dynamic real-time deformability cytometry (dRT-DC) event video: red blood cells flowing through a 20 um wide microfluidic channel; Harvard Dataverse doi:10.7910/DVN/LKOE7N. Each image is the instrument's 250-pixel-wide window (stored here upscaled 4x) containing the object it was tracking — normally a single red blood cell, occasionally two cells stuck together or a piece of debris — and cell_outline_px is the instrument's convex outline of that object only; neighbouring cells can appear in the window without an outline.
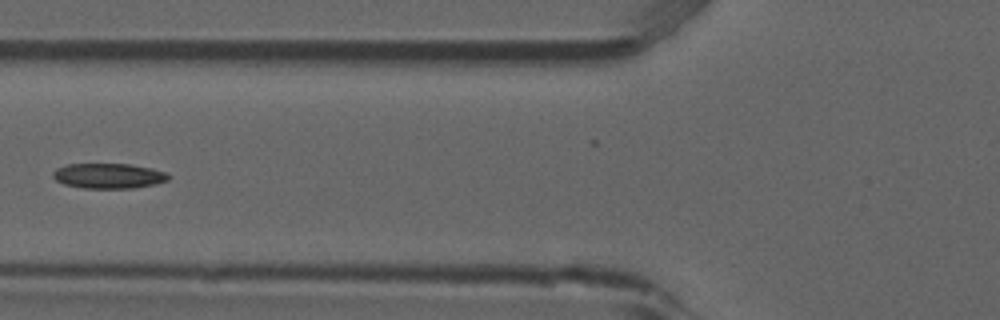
{"species": "common noctule bat (a hibernating species)", "species_latin": "Nyctalus noctula", "temperature_condition": "room temperature", "stored_images_in_passage": 7, "camera_frame_rate_fps": 3000, "um_per_image_px": 0.085, "animal": {"sex": "male", "forearm_length_mm": 52.5}, "frame": {"image": 1, "passage_image": 5, "time_ms": 1.333, "image_size_px": [1000, 320], "cell_outline_px": [[172, 176], [168, 180], [152, 184], [132, 188], [84, 188], [64, 184], [56, 180], [52, 176], [52, 172], [56, 168], [68, 164], [128, 164], [152, 168], [164, 172]], "centroid_in_image_um": [9.21, 14.94], "position_along_channel_um": 116.6, "area_um2": 16.82}}